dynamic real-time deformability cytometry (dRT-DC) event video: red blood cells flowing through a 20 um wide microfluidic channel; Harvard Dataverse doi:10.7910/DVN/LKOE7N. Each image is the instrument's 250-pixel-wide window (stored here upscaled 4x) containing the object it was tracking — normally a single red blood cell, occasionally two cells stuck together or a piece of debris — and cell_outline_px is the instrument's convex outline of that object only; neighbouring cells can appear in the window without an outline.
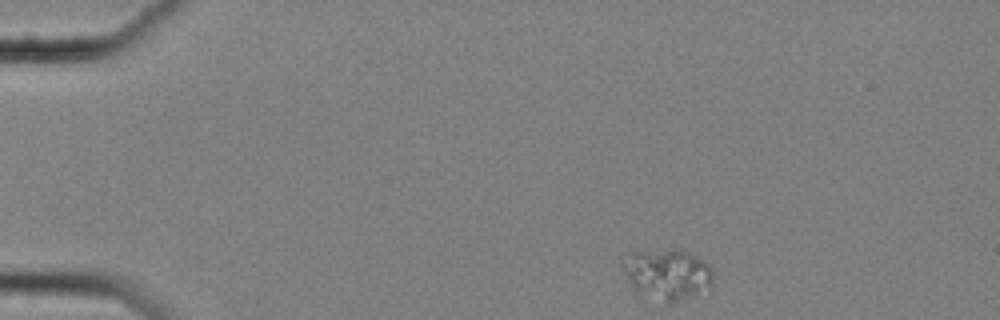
{"species": "common noctule bat (a hibernating species)", "species_latin": "Nyctalus noctula", "temperature_condition": "cold", "stored_images_in_passage": 50, "camera_frame_rate_fps": 3000, "um_per_image_px": 0.085, "animal": {"sex": "female", "body_mass_g": 25.1}, "frame": {"image": 1, "passage_image": 1, "time_ms": 0.0, "image_size_px": [1000, 320], "cell_outline_px": [[712, 284], [708, 288], [672, 304], [668, 304], [640, 296], [632, 288], [620, 268], [620, 260], [632, 252], [688, 252], [704, 260], [712, 268]], "centroid_in_image_um": [56.65, 23.38], "position_along_channel_um": 28.4, "area_um2": 26.7}}
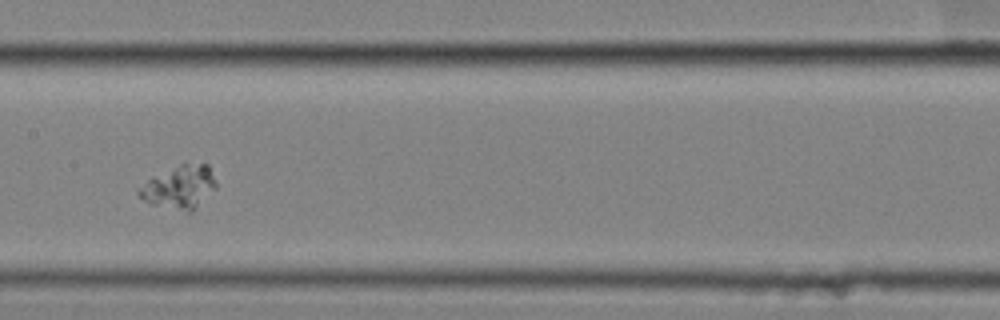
{"frame": {"image": 2, "passage_image": 22, "time_ms": 7.0, "image_size_px": [1000, 320], "cell_outline_px": [[216, 188], [192, 212], [188, 212], [152, 204], [144, 200], [136, 192], [136, 188], [152, 176], [184, 160], [208, 164], [216, 180]], "centroid_in_image_um": [15.26, 15.84], "position_along_channel_um": 192.1, "area_um2": 20.0}}
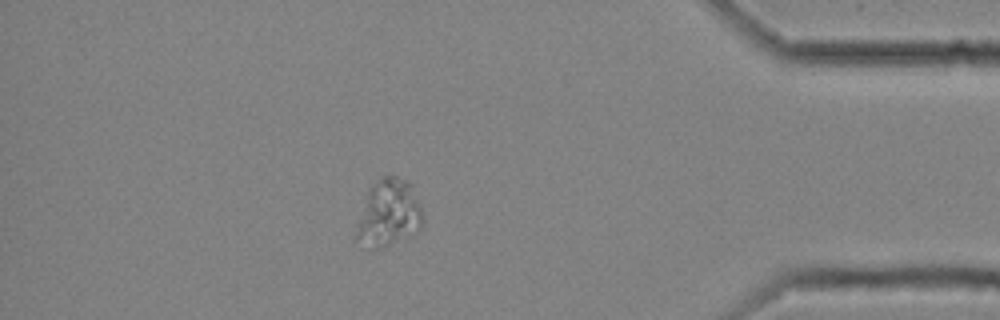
{"frame": {"image": 3, "passage_image": 43, "time_ms": 14.0, "image_size_px": [1000, 320], "cell_outline_px": [[424, 224], [412, 236], [388, 244], [372, 248], [352, 240], [368, 192], [384, 176], [396, 176], [408, 180], [412, 184], [424, 216]], "centroid_in_image_um": [33.08, 18.14], "position_along_channel_um": 402.1, "area_um2": 25.72}}